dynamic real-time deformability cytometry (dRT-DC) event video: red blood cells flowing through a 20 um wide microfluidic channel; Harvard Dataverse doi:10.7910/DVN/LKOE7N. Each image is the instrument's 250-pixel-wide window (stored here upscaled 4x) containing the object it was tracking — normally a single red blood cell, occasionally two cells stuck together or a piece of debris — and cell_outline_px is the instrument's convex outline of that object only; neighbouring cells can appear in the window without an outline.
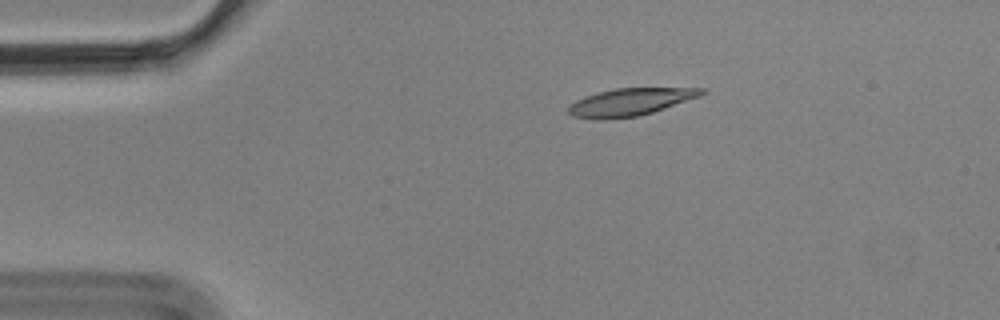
{"species": "Egyptian fruit bat (a non-hibernating species)", "species_latin": "Rousettus aegyptiacus", "temperature_condition": "cold", "stored_images_in_passage": 4, "camera_frame_rate_fps": 3000, "um_per_image_px": 0.085, "animal": {"sex": "male"}, "frame": {"image": 1, "passage_image": 3, "time_ms": 0.667, "image_size_px": [1000, 320], "cell_outline_px": [[708, 92], [700, 96], [652, 112], [636, 116], [604, 120], [572, 116], [568, 112], [568, 108], [576, 100], [600, 92], [616, 88], [708, 88]], "centroid_in_image_um": [53.61, 8.67], "position_along_channel_um": 31.4, "area_um2": 20.98}}